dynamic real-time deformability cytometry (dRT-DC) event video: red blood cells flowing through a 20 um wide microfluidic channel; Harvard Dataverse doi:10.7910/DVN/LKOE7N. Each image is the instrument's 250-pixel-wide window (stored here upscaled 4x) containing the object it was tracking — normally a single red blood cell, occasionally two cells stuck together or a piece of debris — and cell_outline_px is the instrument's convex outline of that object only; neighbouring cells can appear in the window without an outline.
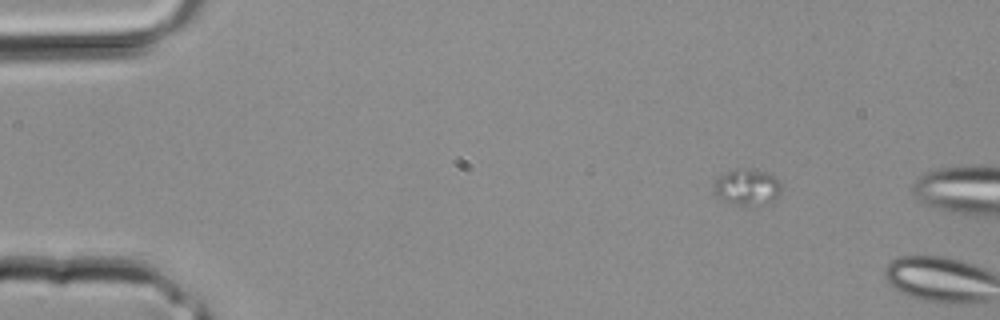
{"species": "common noctule bat (a hibernating species)", "species_latin": "Nyctalus noctula", "temperature_condition": "room temperature", "stored_images_in_passage": 2, "camera_frame_rate_fps": 3000, "um_per_image_px": 0.085, "animal": {"sex": "male", "body_mass_g": 20.4}, "frame": {"image": 1, "passage_image": 1, "time_ms": 0.0, "image_size_px": [1000, 320], "cell_outline_px": [[780, 192], [776, 196], [764, 204], [736, 204], [724, 200], [716, 196], [712, 188], [712, 184], [720, 176], [736, 168], [752, 168], [764, 172], [772, 176], [780, 184]], "centroid_in_image_um": [63.44, 15.87], "position_along_channel_um": 21.6, "area_um2": 13.81}}